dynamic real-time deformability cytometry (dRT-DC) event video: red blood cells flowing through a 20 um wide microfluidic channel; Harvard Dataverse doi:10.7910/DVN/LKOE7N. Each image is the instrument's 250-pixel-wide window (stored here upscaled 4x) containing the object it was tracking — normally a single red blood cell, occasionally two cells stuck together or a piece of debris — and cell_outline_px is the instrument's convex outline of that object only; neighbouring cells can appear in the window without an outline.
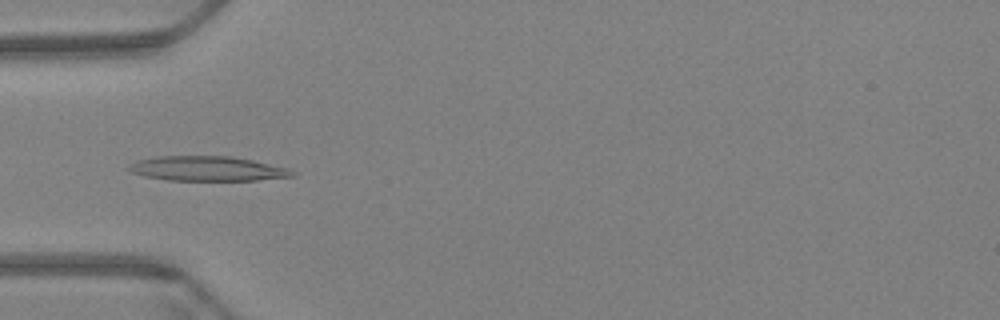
{"species": "Egyptian fruit bat (a non-hibernating species)", "species_latin": "Rousettus aegyptiacus", "temperature_condition": "warm", "stored_images_in_passage": 44, "camera_frame_rate_fps": 3000, "um_per_image_px": 0.085, "animal": {"sex": "female"}, "frame": {"image": 1, "passage_image": 4, "time_ms": 1.0, "image_size_px": [1000, 320], "cell_outline_px": [[296, 176], [256, 180], [168, 180], [144, 176], [132, 172], [124, 168], [128, 164], [140, 160], [156, 156], [232, 156], [252, 160], [288, 168], [296, 172]], "centroid_in_image_um": [17.61, 14.33], "position_along_channel_um": 67.4, "area_um2": 23.58}}
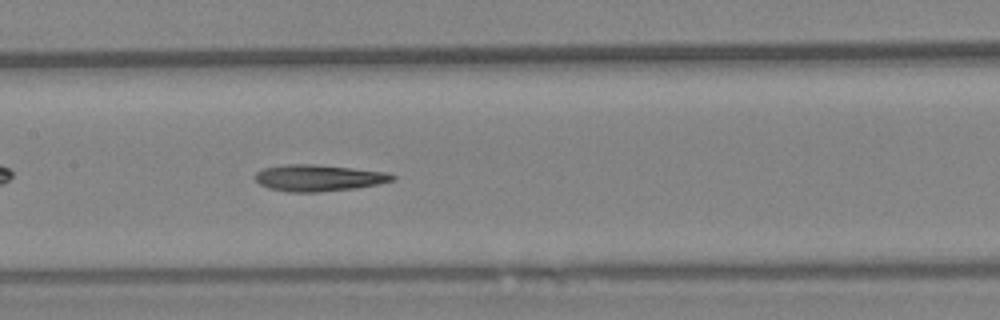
{"frame": {"image": 2, "passage_image": 14, "time_ms": 4.333, "image_size_px": [1000, 320], "cell_outline_px": [[396, 180], [380, 184], [356, 188], [320, 192], [288, 192], [268, 188], [260, 184], [256, 180], [256, 172], [264, 168], [284, 164], [312, 164], [352, 168], [388, 172], [396, 176]], "centroid_in_image_um": [27.12, 15.12], "position_along_channel_um": 180.3, "area_um2": 21.33}}
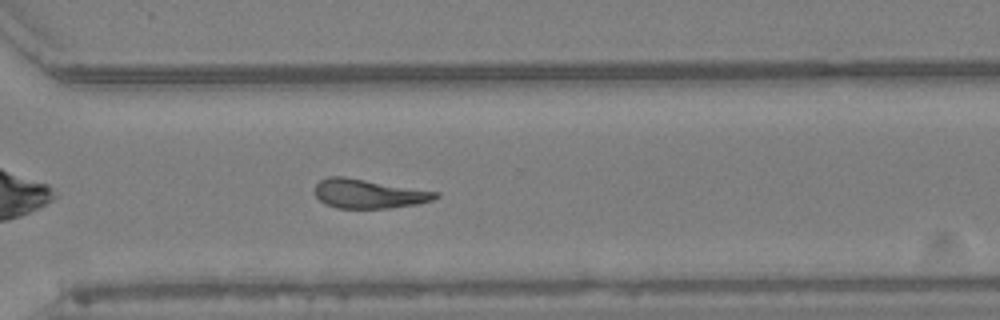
{"frame": {"image": 3, "passage_image": 28, "time_ms": 9.0, "image_size_px": [1000, 320], "cell_outline_px": [[440, 196], [432, 200], [416, 204], [388, 208], [336, 208], [324, 204], [316, 196], [316, 184], [320, 180], [332, 176], [344, 176], [440, 192]], "centroid_in_image_um": [31.35, 16.46], "position_along_channel_um": 339.3, "area_um2": 20.46}}